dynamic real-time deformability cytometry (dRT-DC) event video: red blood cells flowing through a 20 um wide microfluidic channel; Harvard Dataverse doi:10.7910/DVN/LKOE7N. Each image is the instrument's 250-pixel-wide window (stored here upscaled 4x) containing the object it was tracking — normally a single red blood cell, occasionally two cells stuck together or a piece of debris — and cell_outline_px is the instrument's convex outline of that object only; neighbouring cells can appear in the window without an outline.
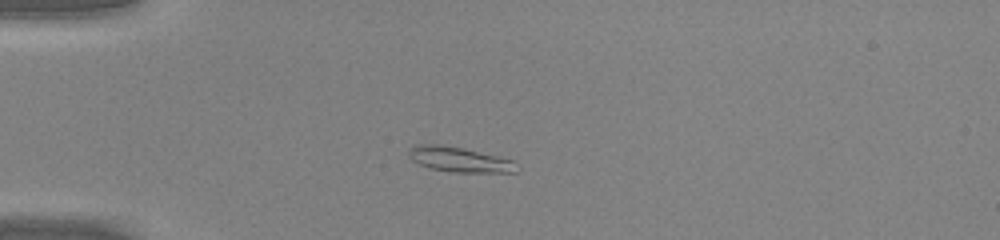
{"species": "common noctule bat (a hibernating species)", "species_latin": "Nyctalus noctula", "temperature_condition": "warm", "stored_images_in_passage": 37, "camera_frame_rate_fps": 3000, "um_per_image_px": 0.085, "animal": {"sex": "male", "body_mass_g": 20.0, "forearm_length_mm": 53.3}, "frame": {"image": 1, "passage_image": 2, "time_ms": 0.333, "image_size_px": [1000, 240], "cell_outline_px": [[520, 168], [516, 172], [452, 172], [432, 168], [420, 164], [412, 160], [408, 156], [408, 152], [416, 144], [440, 144], [460, 148], [496, 156], [512, 160], [520, 164]], "centroid_in_image_um": [39.08, 13.57], "position_along_channel_um": 45.9, "area_um2": 15.55}}
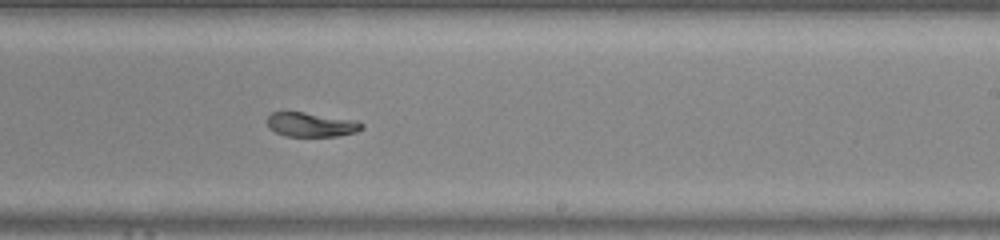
{"frame": {"image": 2, "passage_image": 19, "time_ms": 6.0, "image_size_px": [1000, 240], "cell_outline_px": [[364, 128], [356, 132], [340, 136], [284, 136], [268, 128], [268, 116], [272, 112], [284, 108], [356, 120], [364, 124]], "centroid_in_image_um": [26.41, 10.54], "position_along_channel_um": 262.6, "area_um2": 14.1}}
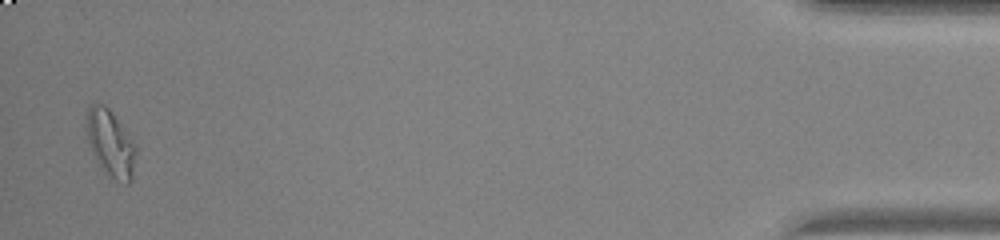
{"frame": {"image": 3, "passage_image": 36, "time_ms": 11.667, "image_size_px": [1000, 240], "cell_outline_px": [[136, 152], [132, 176], [128, 184], [124, 184], [116, 180], [104, 172], [88, 140], [84, 120], [88, 108], [92, 104], [104, 104], [112, 112], [136, 144]], "centroid_in_image_um": [9.4, 12.15], "position_along_channel_um": 425.8, "area_um2": 19.02}, "authors_computed_cell_mechanics": {"area_um2": 14.9124, "velocity_mm_per_s": 4.2947, "shape_relaxation_time_tau1_ms": 3.9235, "shape_relaxation_time_tau2_ms": 1.9178, "deformation_change_tau1": 0.2068, "deformation_change_tau2": 0.0476}}